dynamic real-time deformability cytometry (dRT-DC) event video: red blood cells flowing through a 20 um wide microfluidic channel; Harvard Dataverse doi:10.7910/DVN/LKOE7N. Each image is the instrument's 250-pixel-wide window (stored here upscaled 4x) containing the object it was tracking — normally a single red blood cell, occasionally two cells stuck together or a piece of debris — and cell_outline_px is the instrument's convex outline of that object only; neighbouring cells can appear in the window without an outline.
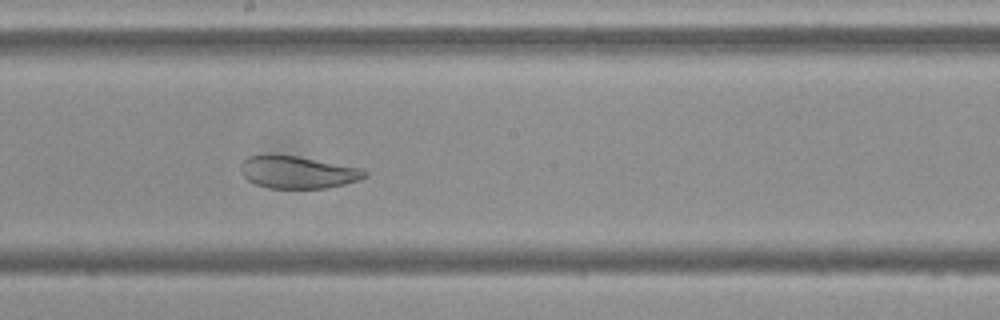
{"species": "Egyptian fruit bat (a non-hibernating species)", "species_latin": "Rousettus aegyptiacus", "temperature_condition": "cold", "stored_images_in_passage": 40, "camera_frame_rate_fps": 3000, "um_per_image_px": 0.085, "frame": {"image": 1, "passage_image": 15, "time_ms": 4.667, "image_size_px": [1000, 320], "cell_outline_px": [[368, 176], [360, 180], [328, 188], [268, 188], [256, 184], [248, 180], [240, 172], [240, 164], [248, 156], [268, 152], [296, 156], [364, 168], [368, 172]], "centroid_in_image_um": [25.3, 14.61], "position_along_channel_um": 222.9, "area_um2": 23.99}}
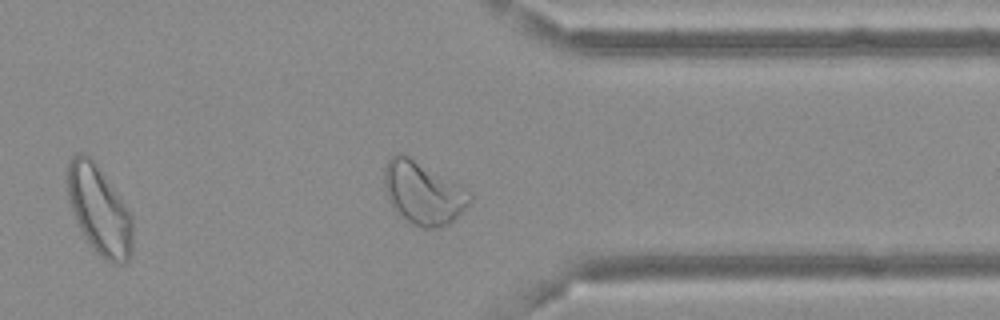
{"frame": {"image": 2, "passage_image": 28, "time_ms": 9.0, "image_size_px": [1000, 320], "cell_outline_px": [[472, 200], [448, 224], [432, 228], [420, 228], [412, 224], [388, 200], [384, 184], [384, 168], [388, 160], [392, 156], [400, 152], [464, 184], [472, 192]], "centroid_in_image_um": [36.01, 16.35], "position_along_channel_um": 375.4, "area_um2": 31.27}}
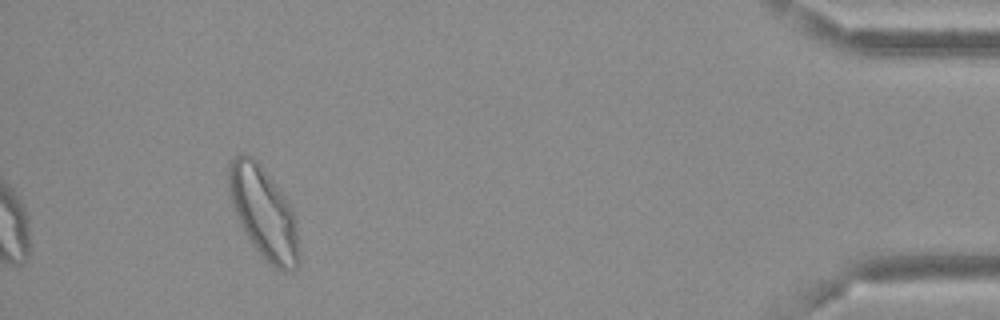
{"frame": {"image": 3, "passage_image": 36, "time_ms": 11.667, "image_size_px": [1000, 320], "cell_outline_px": [[300, 260], [296, 268], [292, 272], [284, 272], [276, 268], [252, 244], [240, 224], [232, 204], [228, 192], [228, 160], [240, 152], [244, 152], [252, 156], [260, 164], [288, 200], [296, 220], [300, 252]], "centroid_in_image_um": [22.41, 18.05], "position_along_channel_um": 412.8, "area_um2": 37.69}, "authors_computed_cell_mechanics": {"area_um2": 28.6399, "velocity_mm_per_s": 3.621, "shape_relaxation_time_tau1_ms": null, "shape_relaxation_time_tau2_ms": 1.2487, "deformation_change_tau1": null, "deformation_change_tau2": 0.0742}}